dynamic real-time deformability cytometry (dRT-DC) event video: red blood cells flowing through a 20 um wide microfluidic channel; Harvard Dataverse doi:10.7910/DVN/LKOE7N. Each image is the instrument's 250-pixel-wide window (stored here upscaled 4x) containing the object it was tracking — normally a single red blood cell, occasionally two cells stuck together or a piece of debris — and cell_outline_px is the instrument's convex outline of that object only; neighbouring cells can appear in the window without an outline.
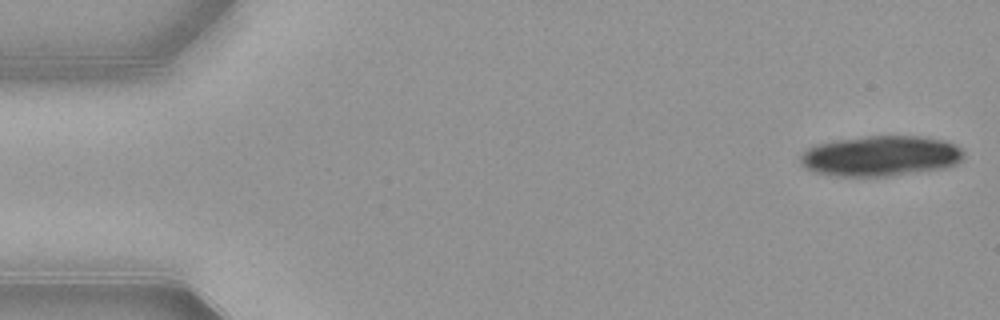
{"species": "common noctule bat (a hibernating species)", "species_latin": "Nyctalus noctula", "temperature_condition": "warm", "stored_images_in_passage": 20, "camera_frame_rate_fps": 3000, "um_per_image_px": 0.085, "animal": {"sex": "female", "body_mass_g": 21.9}, "frame": {"image": 1, "passage_image": 1, "time_ms": 0.0, "image_size_px": [1000, 320], "cell_outline_px": [[964, 160], [948, 168], [888, 176], [832, 176], [816, 172], [808, 168], [800, 160], [800, 156], [808, 148], [816, 144], [836, 140], [864, 136], [924, 136], [944, 140], [960, 148], [964, 152]], "centroid_in_image_um": [74.91, 13.26], "position_along_channel_um": 10.1, "area_um2": 38.61}}